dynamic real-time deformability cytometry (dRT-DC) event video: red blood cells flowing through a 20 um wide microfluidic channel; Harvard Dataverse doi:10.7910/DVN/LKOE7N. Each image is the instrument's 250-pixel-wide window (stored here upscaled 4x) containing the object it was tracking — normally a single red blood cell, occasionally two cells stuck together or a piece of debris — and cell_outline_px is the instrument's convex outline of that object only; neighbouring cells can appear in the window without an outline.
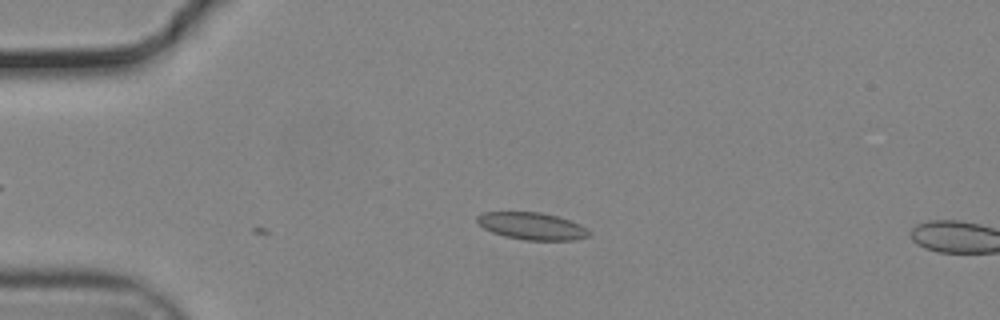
{"species": "common noctule bat (a hibernating species)", "species_latin": "Nyctalus noctula", "temperature_condition": "cold", "stored_images_in_passage": 8, "camera_frame_rate_fps": 3000, "um_per_image_px": 0.085, "animal": {"sex": "male", "body_mass_g": 19.2, "forearm_length_mm": 51.8}, "frame": {"image": 1, "passage_image": 1, "time_ms": 0.0, "image_size_px": [1000, 320], "cell_outline_px": [[588, 236], [576, 240], [524, 240], [504, 236], [492, 232], [484, 228], [476, 220], [476, 216], [484, 212], [540, 212], [556, 216], [580, 224], [588, 232]], "centroid_in_image_um": [45.17, 19.22], "position_along_channel_um": 39.8, "area_um2": 17.51}}